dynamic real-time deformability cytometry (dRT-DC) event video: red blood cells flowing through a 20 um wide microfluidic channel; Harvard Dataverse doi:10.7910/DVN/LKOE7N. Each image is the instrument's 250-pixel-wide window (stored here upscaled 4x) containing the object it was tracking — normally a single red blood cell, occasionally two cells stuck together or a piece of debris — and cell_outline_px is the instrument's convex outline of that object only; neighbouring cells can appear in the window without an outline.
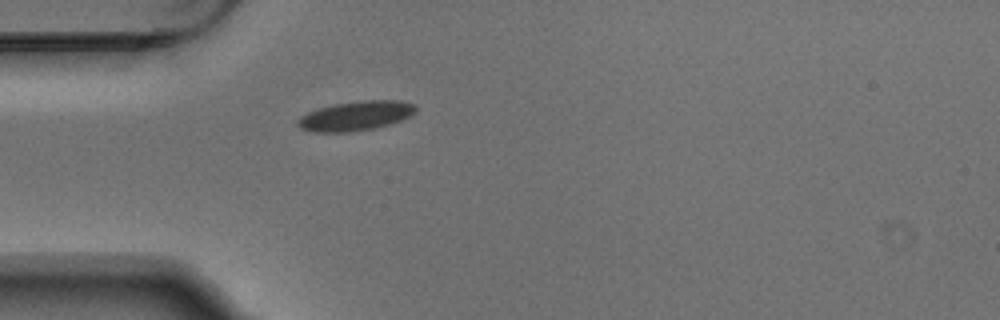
{"species": "Egyptian fruit bat (a non-hibernating species)", "species_latin": "Rousettus aegyptiacus", "temperature_condition": "warm", "stored_images_in_passage": 5, "camera_frame_rate_fps": 3000, "um_per_image_px": 0.085, "animal": {"sex": "male"}, "frame": {"image": 1, "passage_image": 5, "time_ms": 1.333, "image_size_px": [1000, 320], "cell_outline_px": [[416, 112], [400, 120], [388, 124], [372, 128], [344, 132], [316, 132], [300, 128], [296, 124], [296, 120], [300, 116], [316, 108], [332, 104], [360, 100], [400, 100], [416, 104]], "centroid_in_image_um": [30.2, 9.82], "position_along_channel_um": 54.8, "area_um2": 20.29}}